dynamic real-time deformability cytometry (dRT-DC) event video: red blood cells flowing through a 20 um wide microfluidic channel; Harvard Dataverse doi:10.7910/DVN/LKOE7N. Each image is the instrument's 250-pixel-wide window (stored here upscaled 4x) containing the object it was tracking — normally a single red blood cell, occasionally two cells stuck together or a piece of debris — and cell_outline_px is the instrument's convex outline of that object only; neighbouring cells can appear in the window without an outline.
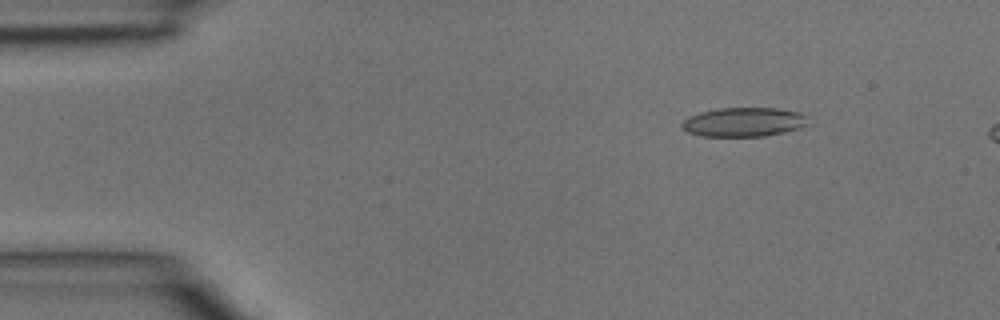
{"species": "common noctule bat (a hibernating species)", "species_latin": "Nyctalus noctula", "temperature_condition": "room temperature", "stored_images_in_passage": 5, "segment_of_instrument_passage": [2, 2], "camera_frame_rate_fps": 3000, "um_per_image_px": 0.085, "animal": {"sex": "male", "body_mass_g": 15.6}, "frame": {"image": 1, "passage_image": 5, "time_ms": 1.333, "image_size_px": [1000, 320], "cell_outline_px": [[808, 124], [784, 132], [764, 136], [700, 136], [688, 132], [680, 128], [680, 124], [688, 116], [700, 112], [720, 108], [776, 108], [800, 112], [808, 120]], "centroid_in_image_um": [63.16, 10.37], "position_along_channel_um": 21.8, "area_um2": 21.39}}